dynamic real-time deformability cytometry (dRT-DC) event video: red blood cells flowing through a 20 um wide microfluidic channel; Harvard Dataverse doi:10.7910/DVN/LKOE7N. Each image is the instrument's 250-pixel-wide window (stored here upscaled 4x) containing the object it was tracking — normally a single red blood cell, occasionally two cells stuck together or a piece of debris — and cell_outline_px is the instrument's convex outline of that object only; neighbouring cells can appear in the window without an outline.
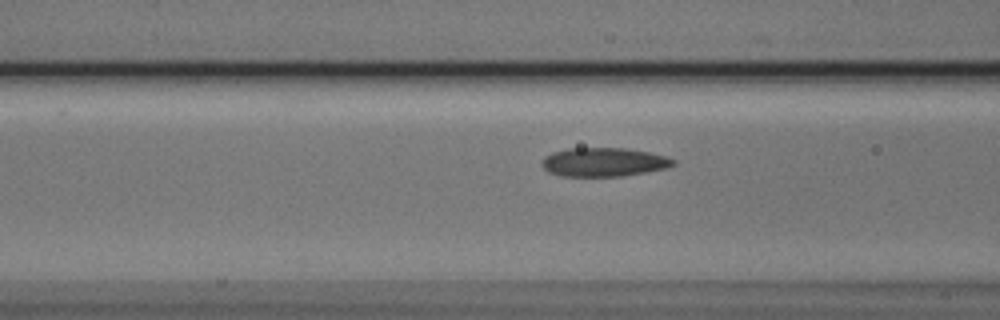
{"species": "Egyptian fruit bat (a non-hibernating species)", "species_latin": "Rousettus aegyptiacus", "temperature_condition": "cold", "stored_images_in_passage": 30, "camera_frame_rate_fps": 3000, "um_per_image_px": 0.085, "animal": {"sex": "male"}, "frame": {"image": 1, "passage_image": 7, "time_ms": 2.0, "image_size_px": [1000, 320], "cell_outline_px": [[676, 164], [668, 168], [620, 176], [560, 176], [548, 172], [540, 164], [544, 156], [552, 152], [568, 148], [628, 148], [668, 156], [676, 160]], "centroid_in_image_um": [51.32, 13.77], "position_along_channel_um": 115.3, "area_um2": 22.25}}
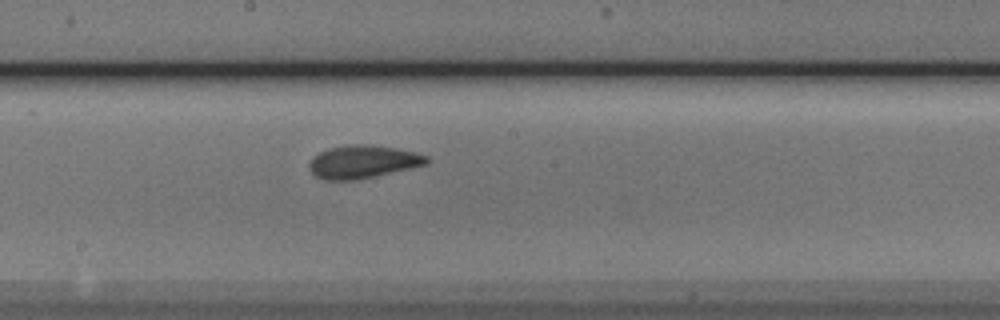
{"frame": {"image": 2, "passage_image": 15, "time_ms": 4.667, "image_size_px": [1000, 320], "cell_outline_px": [[432, 160], [428, 164], [412, 168], [356, 180], [324, 180], [316, 176], [312, 172], [308, 164], [312, 156], [328, 148], [348, 144], [368, 144], [396, 148], [416, 152], [428, 156]], "centroid_in_image_um": [30.87, 13.74], "position_along_channel_um": 217.3, "area_um2": 22.83}}
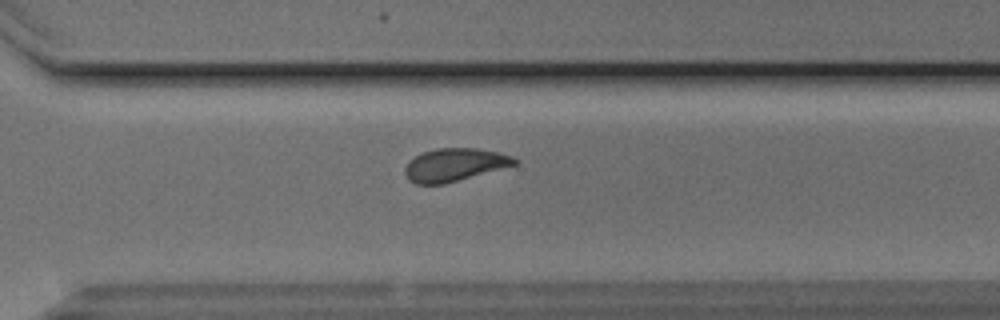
{"frame": {"image": 3, "passage_image": 24, "time_ms": 7.667, "image_size_px": [1000, 320], "cell_outline_px": [[520, 164], [444, 184], [416, 184], [408, 180], [404, 172], [404, 168], [416, 156], [424, 152], [436, 148], [476, 148], [496, 152], [512, 156], [520, 160]], "centroid_in_image_um": [38.69, 14.01], "position_along_channel_um": 331.9, "area_um2": 21.04}}